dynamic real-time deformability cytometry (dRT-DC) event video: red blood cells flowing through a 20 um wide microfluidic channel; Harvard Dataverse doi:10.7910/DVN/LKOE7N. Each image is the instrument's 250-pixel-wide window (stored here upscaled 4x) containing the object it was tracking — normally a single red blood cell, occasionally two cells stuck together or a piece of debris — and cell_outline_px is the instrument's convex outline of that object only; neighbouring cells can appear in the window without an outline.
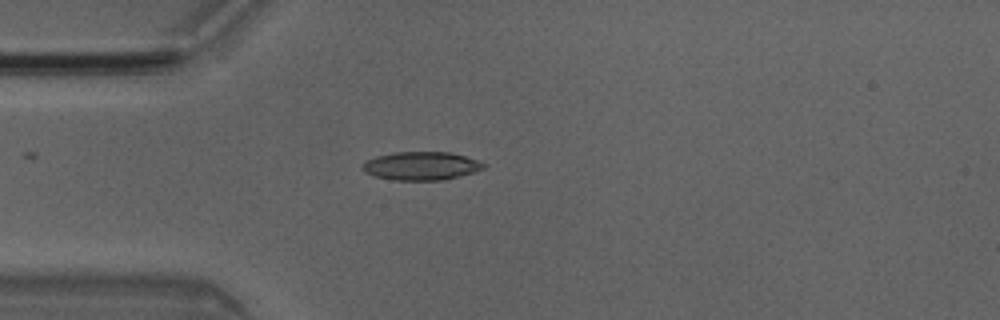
{"species": "Egyptian fruit bat (a non-hibernating species)", "species_latin": "Rousettus aegyptiacus", "temperature_condition": "room temperature", "stored_images_in_passage": 1, "camera_frame_rate_fps": 3000, "um_per_image_px": 0.085, "animal": {"sex": "male"}, "frame": {"image": 1, "passage_image": 1, "time_ms": 0.0, "image_size_px": [1000, 320], "cell_outline_px": [[484, 168], [472, 172], [444, 180], [396, 180], [376, 176], [364, 172], [360, 168], [360, 164], [376, 156], [392, 152], [448, 152], [464, 156], [476, 160], [484, 164]], "centroid_in_image_um": [35.73, 14.1], "position_along_channel_um": 49.3, "area_um2": 19.83}}